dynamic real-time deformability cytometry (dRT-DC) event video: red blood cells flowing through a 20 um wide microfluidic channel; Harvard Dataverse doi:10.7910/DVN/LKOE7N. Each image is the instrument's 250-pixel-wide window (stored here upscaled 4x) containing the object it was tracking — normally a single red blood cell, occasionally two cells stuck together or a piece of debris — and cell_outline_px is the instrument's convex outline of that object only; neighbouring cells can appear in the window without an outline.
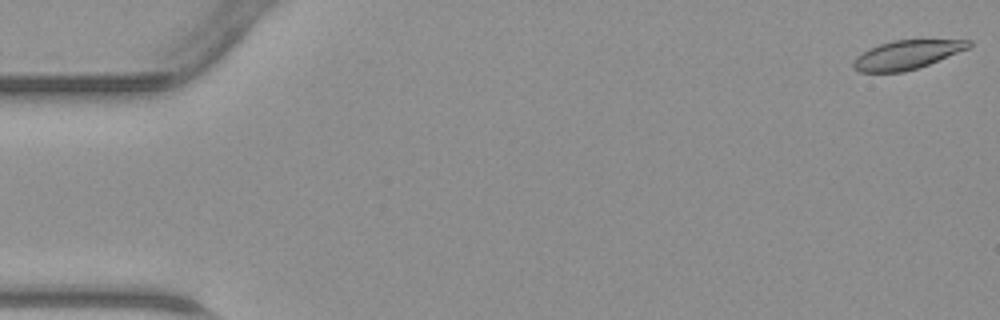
{"species": "common noctule bat (a hibernating species)", "species_latin": "Nyctalus noctula", "temperature_condition": "warm", "stored_images_in_passage": 47, "camera_frame_rate_fps": 3000, "um_per_image_px": 0.085, "animal": {"sex": "male", "body_mass_g": 23.1, "forearm_length_mm": 52.7}, "frame": {"image": 1, "passage_image": 1, "time_ms": 0.0, "image_size_px": [1000, 320], "cell_outline_px": [[972, 44], [968, 48], [928, 64], [904, 72], [860, 72], [852, 68], [852, 64], [856, 56], [868, 48], [892, 40], [972, 40]], "centroid_in_image_um": [77.02, 4.65], "position_along_channel_um": 8.0, "area_um2": 19.25}}
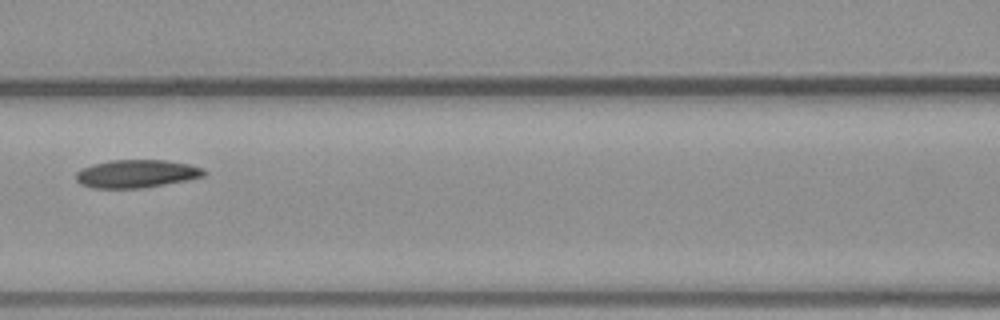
{"frame": {"image": 2, "passage_image": 21, "time_ms": 6.667, "image_size_px": [1000, 320], "cell_outline_px": [[208, 172], [204, 176], [188, 180], [140, 188], [96, 188], [80, 184], [76, 180], [76, 172], [92, 164], [108, 160], [164, 160], [188, 164], [204, 168]], "centroid_in_image_um": [11.62, 14.76], "position_along_channel_um": 155.0, "area_um2": 20.87}}
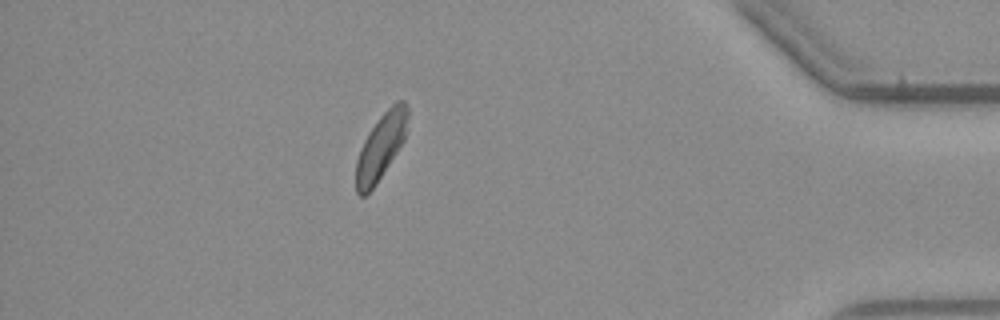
{"frame": {"image": 3, "passage_image": 41, "time_ms": 13.333, "image_size_px": [1000, 320], "cell_outline_px": [[408, 116], [404, 140], [376, 184], [364, 196], [360, 196], [356, 192], [356, 160], [360, 148], [368, 132], [380, 116], [396, 100], [404, 100], [408, 108]], "centroid_in_image_um": [32.36, 12.43], "position_along_channel_um": 402.8, "area_um2": 19.65}}